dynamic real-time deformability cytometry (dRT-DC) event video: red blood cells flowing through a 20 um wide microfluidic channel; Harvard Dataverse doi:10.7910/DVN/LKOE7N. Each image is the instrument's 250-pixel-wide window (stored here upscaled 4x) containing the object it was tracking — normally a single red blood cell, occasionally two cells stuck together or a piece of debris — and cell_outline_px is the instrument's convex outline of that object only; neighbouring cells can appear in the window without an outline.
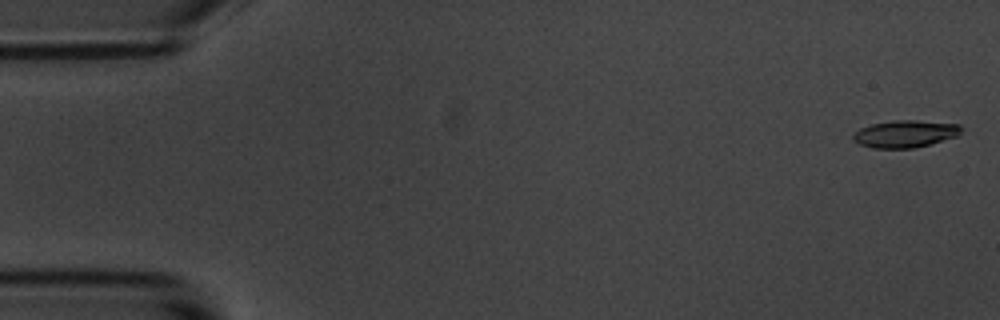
{"species": "common noctule bat (a hibernating species)", "species_latin": "Nyctalus noctula", "temperature_condition": "room temperature", "stored_images_in_passage": 10, "camera_frame_rate_fps": 3000, "um_per_image_px": 0.085, "animal": {"sex": "male", "body_mass_g": 20.1, "forearm_length_mm": 53.5}, "frame": {"image": 1, "passage_image": 1, "time_ms": 0.0, "image_size_px": [1000, 320], "cell_outline_px": [[964, 128], [956, 136], [916, 148], [872, 148], [860, 144], [852, 140], [852, 136], [860, 128], [872, 124], [892, 120], [916, 120], [960, 124]], "centroid_in_image_um": [76.94, 11.37], "position_along_channel_um": 8.1, "area_um2": 17.17}}
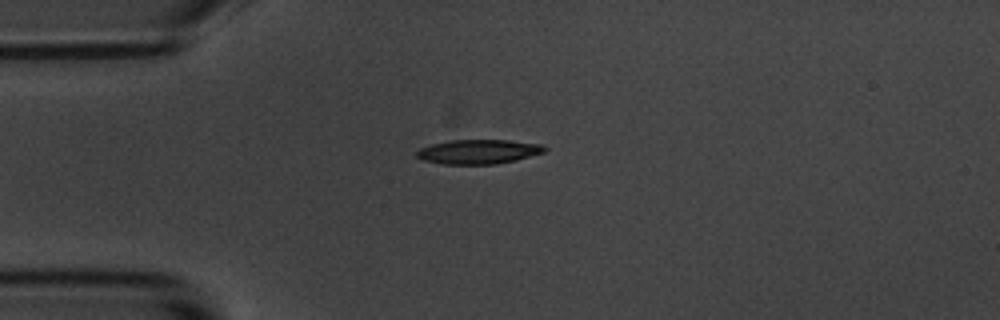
{"frame": {"image": 2, "passage_image": 4, "time_ms": 4.333, "image_size_px": [1000, 320], "cell_outline_px": [[548, 148], [544, 152], [516, 160], [496, 164], [444, 164], [424, 160], [416, 156], [416, 152], [420, 148], [432, 144], [452, 140], [508, 140], [540, 144]], "centroid_in_image_um": [40.68, 12.89], "position_along_channel_um": 44.3, "area_um2": 18.03}}
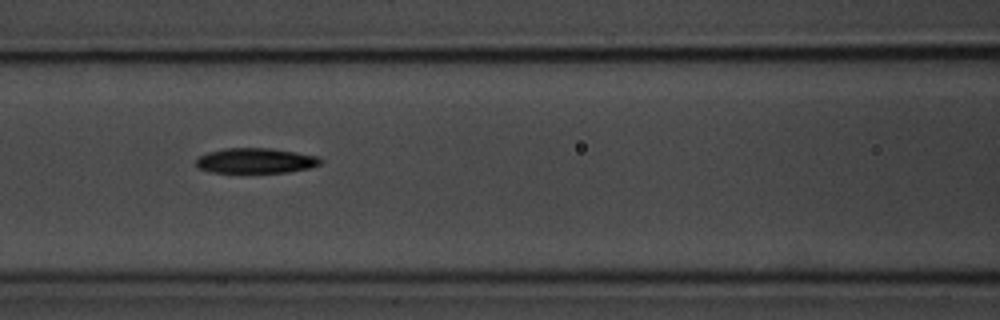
{"frame": {"image": 3, "passage_image": 7, "time_ms": 7.667, "image_size_px": [1000, 320], "cell_outline_px": [[320, 164], [308, 168], [288, 172], [208, 172], [200, 168], [196, 164], [196, 160], [200, 156], [208, 152], [224, 148], [272, 148], [320, 156]], "centroid_in_image_um": [21.73, 13.65], "position_along_channel_um": 144.9, "area_um2": 18.15}}